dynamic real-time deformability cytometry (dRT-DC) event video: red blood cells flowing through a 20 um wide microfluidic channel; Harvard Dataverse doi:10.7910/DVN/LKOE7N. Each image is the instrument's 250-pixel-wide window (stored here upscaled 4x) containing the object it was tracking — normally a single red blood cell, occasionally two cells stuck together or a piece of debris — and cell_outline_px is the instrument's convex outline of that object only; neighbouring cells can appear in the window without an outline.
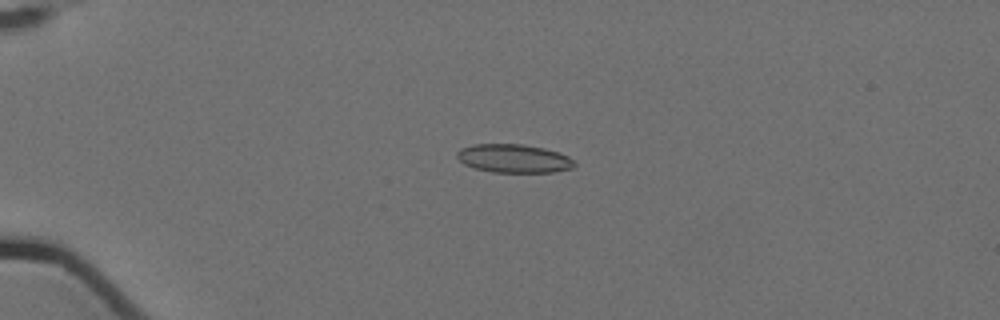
{"species": "Egyptian fruit bat (a non-hibernating species)", "species_latin": "Rousettus aegyptiacus", "temperature_condition": "cold", "stored_images_in_passage": 6, "camera_frame_rate_fps": 3000, "um_per_image_px": 0.085, "animal": {"sex": "female"}, "frame": {"image": 1, "passage_image": 5, "time_ms": 1.333, "image_size_px": [1000, 320], "cell_outline_px": [[576, 164], [572, 168], [552, 172], [492, 172], [472, 168], [464, 164], [456, 156], [456, 152], [460, 148], [472, 144], [524, 144], [544, 148], [560, 152], [568, 156]], "centroid_in_image_um": [43.64, 13.46], "position_along_channel_um": 41.4, "area_um2": 19.65}}